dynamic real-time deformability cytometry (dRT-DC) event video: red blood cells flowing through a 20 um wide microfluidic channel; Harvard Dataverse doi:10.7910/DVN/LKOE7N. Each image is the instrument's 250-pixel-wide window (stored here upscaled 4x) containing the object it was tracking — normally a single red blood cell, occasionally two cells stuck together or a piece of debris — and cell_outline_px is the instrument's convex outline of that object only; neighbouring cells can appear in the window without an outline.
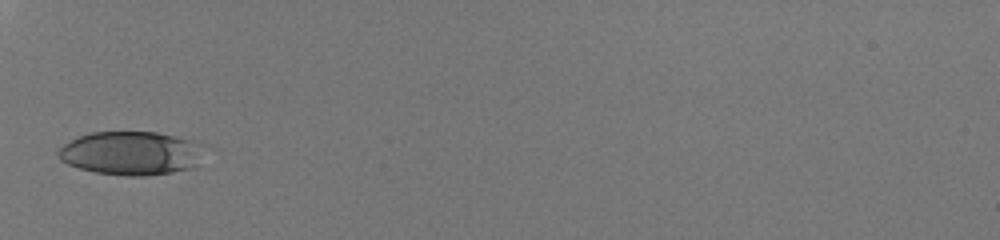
{"species": "human", "species_latin": "Homo sapiens", "temperature_condition": "room temperature", "stored_images_in_passage": 22, "camera_frame_rate_fps": 3000, "um_per_image_px": 0.085, "donor": {"sex": "male"}, "frame": {"image": 1, "passage_image": 1, "time_ms": 0.0, "image_size_px": [1000, 240], "cell_outline_px": [[192, 140], [188, 168], [172, 172], [144, 176], [128, 176], [96, 172], [80, 168], [68, 164], [60, 160], [56, 156], [56, 152], [64, 144], [80, 136], [92, 132], [156, 132]], "centroid_in_image_um": [10.83, 13.02], "position_along_channel_um": 74.2, "area_um2": 35.08}}
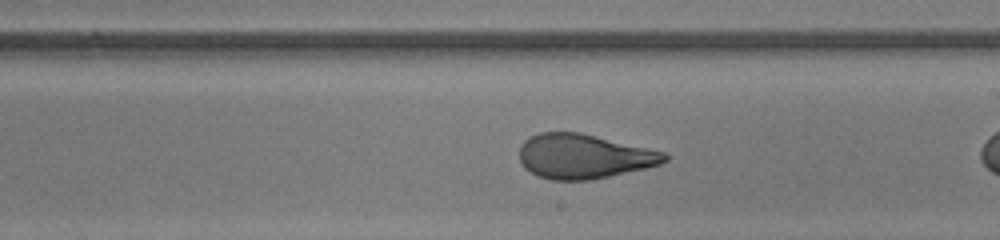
{"frame": {"image": 2, "passage_image": 11, "time_ms": 3.333, "image_size_px": [1000, 240], "cell_outline_px": [[668, 160], [660, 164], [648, 168], [588, 180], [552, 180], [536, 176], [524, 168], [520, 160], [520, 144], [524, 140], [540, 132], [580, 132], [664, 152], [668, 156]], "centroid_in_image_um": [49.6, 13.29], "position_along_channel_um": 239.4, "area_um2": 37.63}}
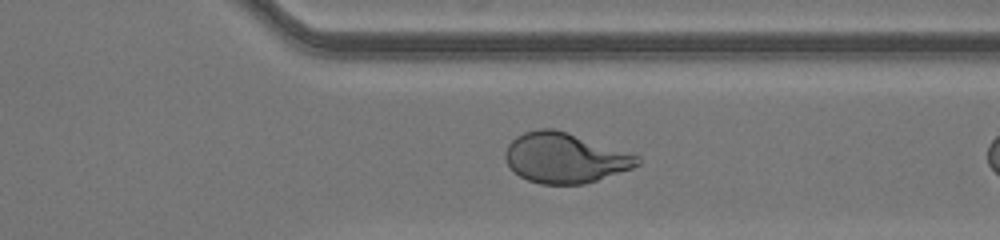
{"frame": {"image": 3, "passage_image": 20, "time_ms": 6.333, "image_size_px": [1000, 240], "cell_outline_px": [[640, 164], [632, 168], [584, 184], [540, 184], [528, 180], [520, 176], [508, 164], [504, 156], [504, 152], [508, 144], [516, 136], [524, 132], [540, 128], [552, 128], [568, 132], [640, 156]], "centroid_in_image_um": [48.0, 13.41], "position_along_channel_um": 363.4, "area_um2": 38.38}}